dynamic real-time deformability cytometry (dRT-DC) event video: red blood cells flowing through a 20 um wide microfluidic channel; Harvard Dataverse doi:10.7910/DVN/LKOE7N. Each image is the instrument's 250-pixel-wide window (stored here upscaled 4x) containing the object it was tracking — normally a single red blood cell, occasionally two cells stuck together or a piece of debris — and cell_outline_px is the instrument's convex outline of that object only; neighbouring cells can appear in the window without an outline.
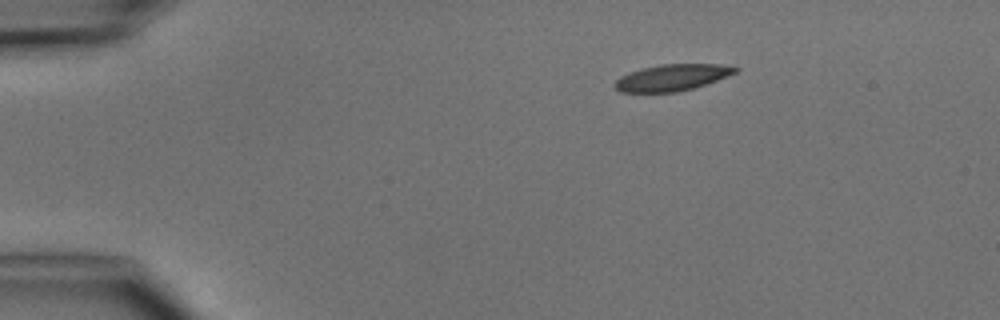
{"species": "common noctule bat (a hibernating species)", "species_latin": "Nyctalus noctula", "temperature_condition": "cold", "stored_images_in_passage": 3, "camera_frame_rate_fps": 3000, "um_per_image_px": 0.085, "animal": {"sex": "male", "body_mass_g": 15.6}, "frame": {"image": 1, "passage_image": 1, "time_ms": 0.0, "image_size_px": [1000, 320], "cell_outline_px": [[740, 68], [736, 72], [716, 80], [692, 88], [676, 92], [620, 92], [612, 84], [620, 76], [640, 68], [660, 64], [720, 64]], "centroid_in_image_um": [57.07, 6.58], "position_along_channel_um": 27.9, "area_um2": 18.44}}
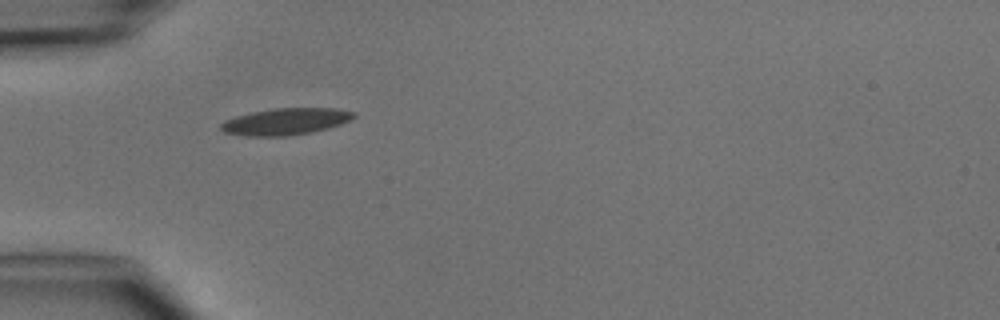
{"frame": {"image": 2, "passage_image": 3, "time_ms": 2.333, "image_size_px": [1000, 320], "cell_outline_px": [[356, 116], [340, 124], [328, 128], [312, 132], [288, 136], [244, 136], [224, 132], [220, 128], [220, 124], [224, 120], [236, 116], [252, 112], [276, 108], [336, 108], [356, 112]], "centroid_in_image_um": [24.27, 10.33], "position_along_channel_um": 60.7, "area_um2": 20.69}}